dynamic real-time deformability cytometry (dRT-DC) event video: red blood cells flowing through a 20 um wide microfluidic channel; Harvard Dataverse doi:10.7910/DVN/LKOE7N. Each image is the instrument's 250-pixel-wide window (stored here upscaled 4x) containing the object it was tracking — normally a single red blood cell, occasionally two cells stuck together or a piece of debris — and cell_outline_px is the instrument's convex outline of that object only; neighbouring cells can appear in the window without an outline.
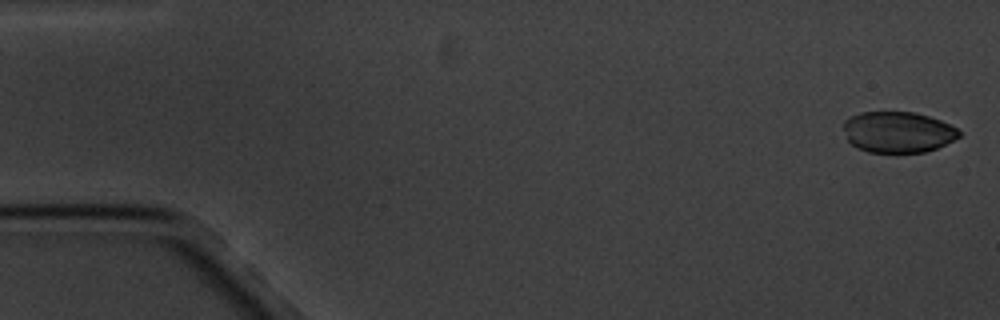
{"species": "common noctule bat (a hibernating species)", "species_latin": "Nyctalus noctula", "temperature_condition": "cold", "stored_images_in_passage": 8, "camera_frame_rate_fps": 3000, "um_per_image_px": 0.085, "animal": {"sex": "male", "body_mass_g": 20.1, "forearm_length_mm": 53.5}, "frame": {"image": 1, "passage_image": 1, "time_ms": 0.0, "image_size_px": [1000, 320], "cell_outline_px": [[960, 136], [936, 148], [924, 152], [868, 152], [856, 148], [848, 140], [844, 128], [844, 120], [848, 116], [860, 112], [916, 112], [940, 120], [956, 128], [960, 132]], "centroid_in_image_um": [76.28, 11.22], "position_along_channel_um": 8.7, "area_um2": 27.51}}
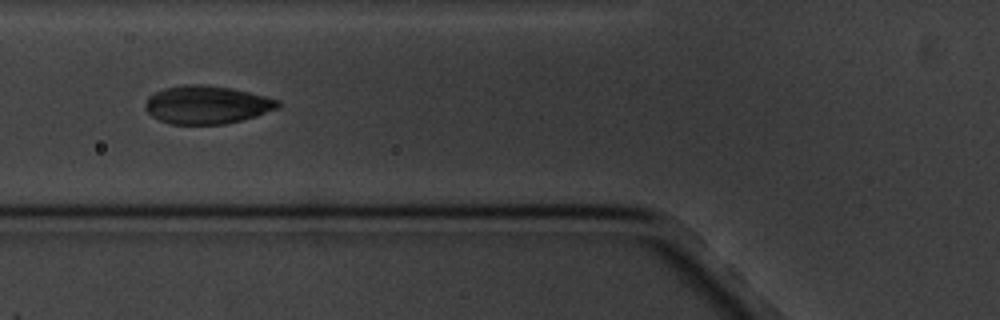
{"frame": {"image": 2, "passage_image": 7, "time_ms": 6.667, "image_size_px": [1000, 320], "cell_outline_px": [[280, 108], [256, 116], [224, 124], [172, 124], [160, 120], [152, 116], [144, 108], [144, 104], [148, 96], [164, 88], [184, 84], [200, 84], [232, 88], [280, 100]], "centroid_in_image_um": [17.57, 8.9], "position_along_channel_um": 108.2, "area_um2": 29.48}}
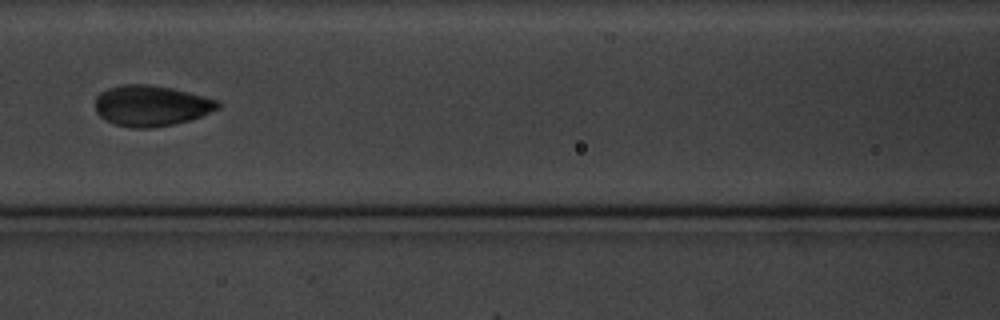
{"frame": {"image": 3, "passage_image": 8, "time_ms": 8.0, "image_size_px": [1000, 320], "cell_outline_px": [[224, 104], [220, 108], [192, 120], [152, 128], [132, 128], [116, 124], [100, 116], [96, 112], [96, 96], [100, 92], [108, 88], [120, 84], [148, 84], [172, 88], [220, 100]], "centroid_in_image_um": [12.9, 8.98], "position_along_channel_um": 153.7, "area_um2": 29.36}}